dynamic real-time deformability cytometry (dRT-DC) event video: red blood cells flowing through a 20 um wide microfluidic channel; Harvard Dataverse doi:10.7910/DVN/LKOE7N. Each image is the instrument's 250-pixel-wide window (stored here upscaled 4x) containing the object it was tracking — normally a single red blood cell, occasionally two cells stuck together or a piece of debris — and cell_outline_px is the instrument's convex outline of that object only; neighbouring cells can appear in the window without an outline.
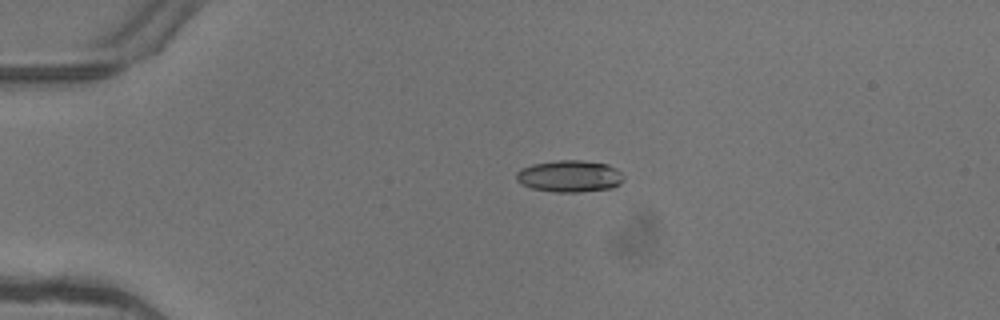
{"species": "common noctule bat (a hibernating species)", "species_latin": "Nyctalus noctula", "temperature_condition": "warm", "stored_images_in_passage": 2, "camera_frame_rate_fps": 3000, "um_per_image_px": 0.085, "animal": {"sex": "female"}, "frame": {"image": 1, "passage_image": 1, "time_ms": 0.0, "image_size_px": [1000, 320], "cell_outline_px": [[624, 180], [620, 184], [612, 188], [580, 192], [556, 192], [532, 188], [520, 184], [516, 180], [516, 172], [520, 168], [532, 164], [560, 160], [580, 160], [608, 164], [616, 168], [624, 176]], "centroid_in_image_um": [48.41, 14.98], "position_along_channel_um": 36.6, "area_um2": 20.06}}